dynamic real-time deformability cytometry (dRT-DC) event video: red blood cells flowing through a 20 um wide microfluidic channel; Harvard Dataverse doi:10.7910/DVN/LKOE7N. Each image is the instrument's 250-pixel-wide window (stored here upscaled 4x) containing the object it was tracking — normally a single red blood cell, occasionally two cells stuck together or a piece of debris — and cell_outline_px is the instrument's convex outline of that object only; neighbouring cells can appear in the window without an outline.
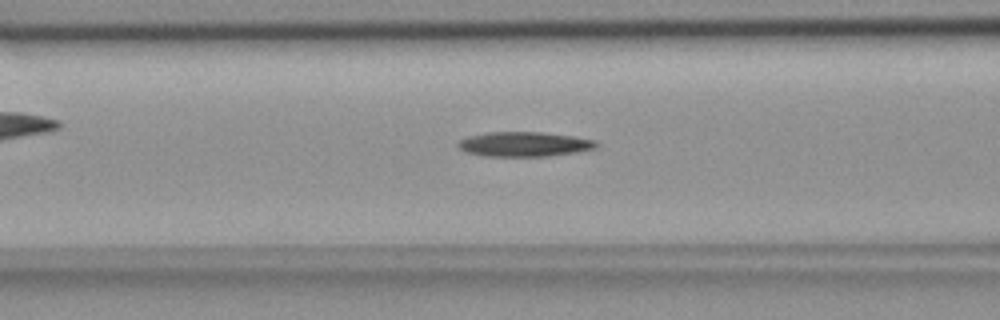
{"species": "common noctule bat (a hibernating species)", "species_latin": "Nyctalus noctula", "temperature_condition": "room temperature", "stored_images_in_passage": 42, "camera_frame_rate_fps": 3000, "um_per_image_px": 0.085, "animal": {"sex": "female", "body_mass_g": 18.4}, "frame": {"image": 1, "passage_image": 19, "time_ms": 6.0, "image_size_px": [1000, 320], "cell_outline_px": [[600, 144], [596, 148], [576, 152], [548, 156], [484, 156], [468, 152], [460, 148], [456, 144], [460, 140], [468, 136], [488, 132], [540, 132], [572, 136], [596, 140]], "centroid_in_image_um": [44.58, 12.25], "position_along_channel_um": 122.0, "area_um2": 19.83}}
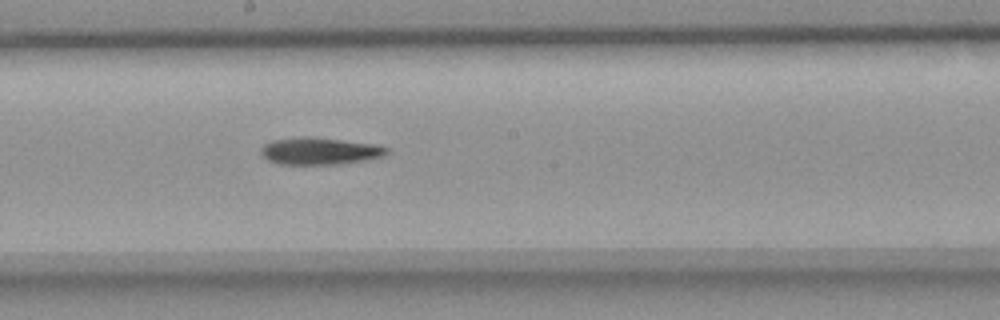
{"frame": {"image": 2, "passage_image": 27, "time_ms": 8.667, "image_size_px": [1000, 320], "cell_outline_px": [[388, 152], [384, 156], [364, 160], [340, 164], [280, 164], [268, 160], [260, 152], [260, 148], [264, 144], [272, 140], [304, 136], [308, 136], [376, 144], [388, 148]], "centroid_in_image_um": [27.16, 12.83], "position_along_channel_um": 221.0, "area_um2": 19.83}}
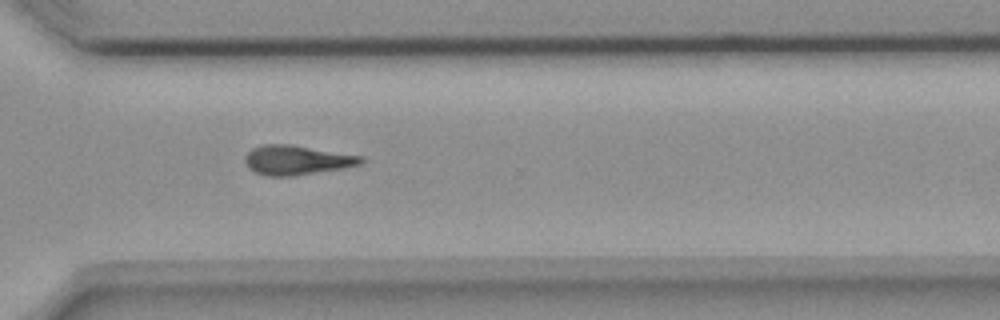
{"frame": {"image": 3, "passage_image": 37, "time_ms": 12.0, "image_size_px": [1000, 320], "cell_outline_px": [[364, 160], [360, 164], [344, 168], [292, 176], [264, 176], [248, 168], [244, 160], [244, 156], [252, 148], [264, 144], [288, 144], [364, 156]], "centroid_in_image_um": [25.2, 13.61], "position_along_channel_um": 345.4, "area_um2": 19.94}}